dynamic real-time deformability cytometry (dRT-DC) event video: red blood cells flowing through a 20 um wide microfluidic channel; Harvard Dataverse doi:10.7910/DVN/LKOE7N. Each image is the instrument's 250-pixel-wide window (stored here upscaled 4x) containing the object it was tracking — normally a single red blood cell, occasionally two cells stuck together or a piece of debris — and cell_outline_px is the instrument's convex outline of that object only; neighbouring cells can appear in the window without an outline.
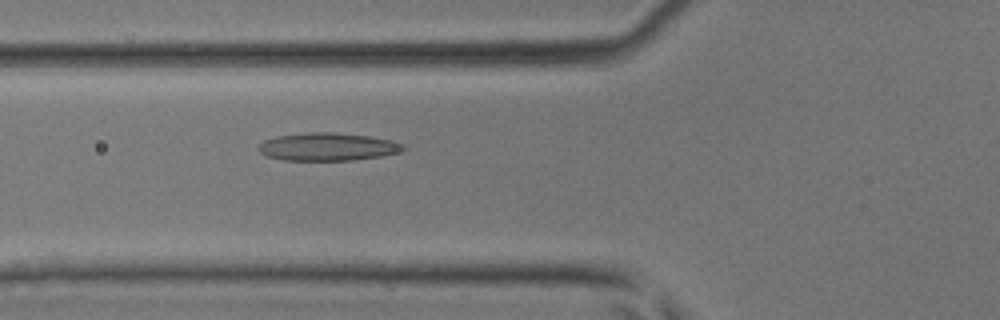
{"species": "common noctule bat (a hibernating species)", "species_latin": "Nyctalus noctula", "temperature_condition": "room temperature", "stored_images_in_passage": 33, "camera_frame_rate_fps": 3000, "um_per_image_px": 0.085, "animal": {"sex": "male", "body_mass_g": 17.9, "forearm_length_mm": 54.2}, "frame": {"image": 1, "passage_image": 6, "time_ms": 1.667, "image_size_px": [1000, 320], "cell_outline_px": [[408, 148], [400, 152], [380, 156], [352, 160], [284, 160], [268, 156], [260, 152], [256, 148], [264, 140], [276, 136], [304, 132], [332, 132], [372, 136], [392, 140], [404, 144]], "centroid_in_image_um": [27.88, 12.46], "position_along_channel_um": 97.9, "area_um2": 23.7}}
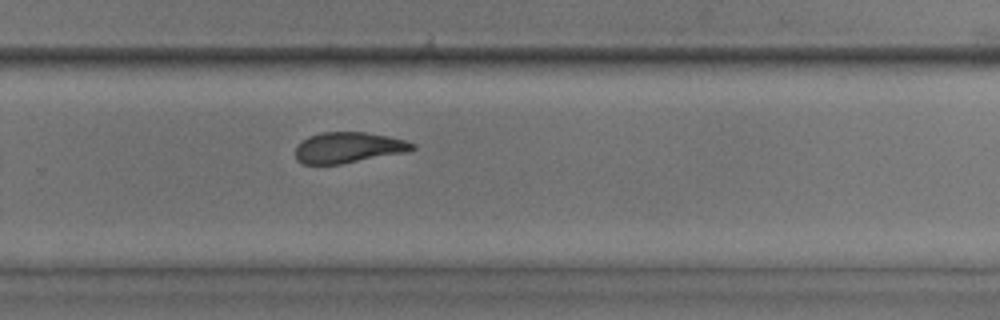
{"frame": {"image": 2, "passage_image": 19, "time_ms": 6.0, "image_size_px": [1000, 320], "cell_outline_px": [[416, 148], [408, 152], [340, 164], [304, 164], [296, 160], [296, 144], [308, 136], [324, 132], [364, 132], [388, 136], [404, 140], [416, 144]], "centroid_in_image_um": [29.61, 12.54], "position_along_channel_um": 300.2, "area_um2": 21.04}}
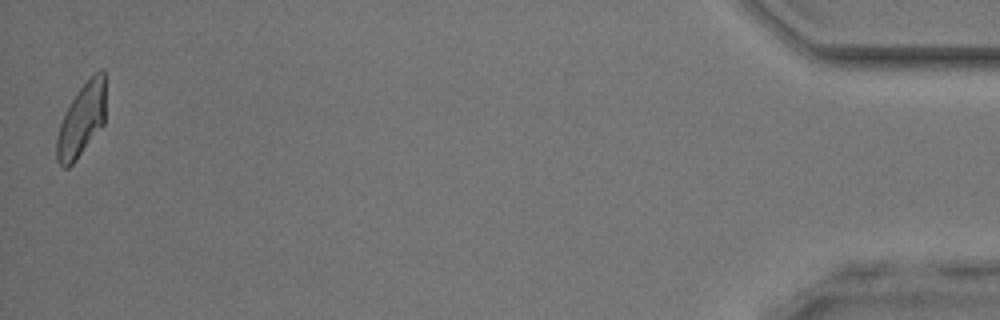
{"frame": {"image": 3, "passage_image": 33, "time_ms": 10.667, "image_size_px": [1000, 320], "cell_outline_px": [[104, 124], [76, 160], [68, 168], [64, 168], [56, 160], [56, 136], [64, 112], [80, 88], [100, 68], [104, 68]], "centroid_in_image_um": [6.91, 10.24], "position_along_channel_um": 428.3, "area_um2": 20.58}}